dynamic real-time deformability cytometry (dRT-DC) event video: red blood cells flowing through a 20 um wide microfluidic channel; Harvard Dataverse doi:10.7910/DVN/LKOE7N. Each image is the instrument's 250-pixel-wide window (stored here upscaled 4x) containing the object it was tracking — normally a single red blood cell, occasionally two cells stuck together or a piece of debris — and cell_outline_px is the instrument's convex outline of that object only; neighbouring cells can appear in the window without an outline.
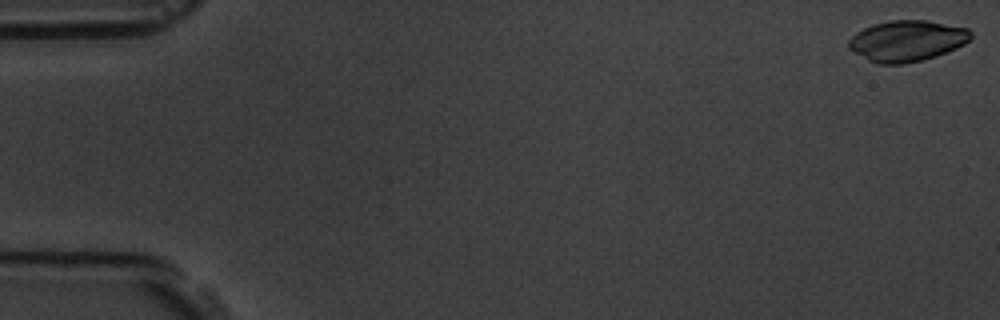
{"species": "common noctule bat (a hibernating species)", "species_latin": "Nyctalus noctula", "temperature_condition": "room temperature", "stored_images_in_passage": 56, "camera_frame_rate_fps": 3000, "um_per_image_px": 0.085, "animal": {"sex": "male", "body_mass_g": 19.5, "forearm_length_mm": 54.6}, "frame": {"image": 1, "passage_image": 1, "time_ms": 0.0, "image_size_px": [1000, 320], "cell_outline_px": [[972, 36], [964, 44], [956, 48], [936, 56], [904, 64], [880, 64], [868, 60], [852, 52], [848, 48], [848, 40], [856, 32], [872, 24], [888, 20], [924, 20], [968, 28], [972, 32]], "centroid_in_image_um": [77.06, 3.47], "position_along_channel_um": 7.9, "area_um2": 29.19}}
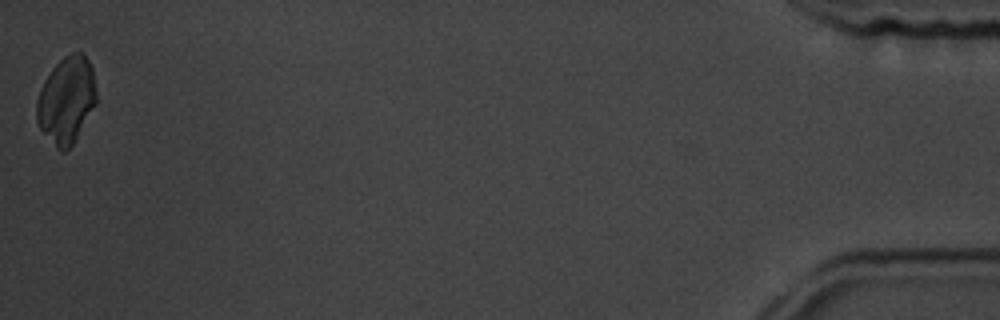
{"frame": {"image": 2, "passage_image": 56, "time_ms": 18.333, "image_size_px": [1000, 320], "cell_outline_px": [[96, 104], [76, 140], [64, 152], [60, 152], [56, 148], [40, 128], [36, 120], [36, 100], [40, 88], [44, 80], [52, 68], [64, 56], [72, 52], [80, 52], [88, 60], [92, 68], [96, 92]], "centroid_in_image_um": [5.63, 8.52], "position_along_channel_um": 429.6, "area_um2": 30.23}}